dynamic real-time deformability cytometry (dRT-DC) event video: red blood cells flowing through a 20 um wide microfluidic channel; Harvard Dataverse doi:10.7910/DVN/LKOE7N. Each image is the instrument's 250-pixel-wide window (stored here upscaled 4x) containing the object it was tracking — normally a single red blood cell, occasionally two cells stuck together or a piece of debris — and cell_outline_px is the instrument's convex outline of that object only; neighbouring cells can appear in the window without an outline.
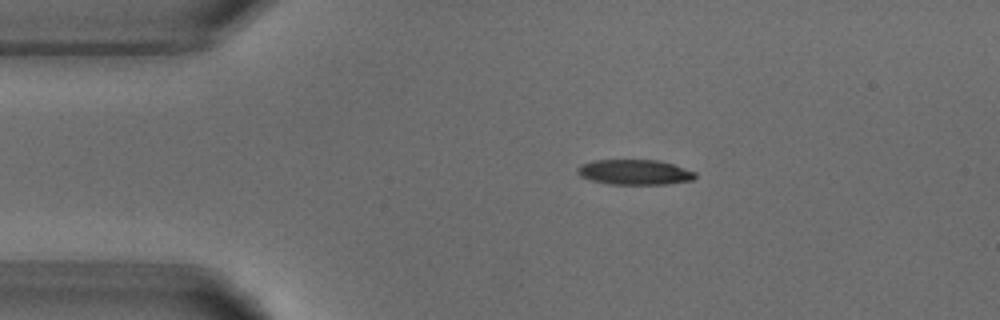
{"species": "common noctule bat (a hibernating species)", "species_latin": "Nyctalus noctula", "temperature_condition": "warm", "stored_images_in_passage": 2, "camera_frame_rate_fps": 3000, "um_per_image_px": 0.085, "animal": {"sex": "male", "body_mass_g": 18.8}, "frame": {"image": 1, "passage_image": 1, "time_ms": 0.0, "image_size_px": [1000, 320], "cell_outline_px": [[696, 176], [692, 180], [668, 184], [608, 184], [592, 180], [580, 176], [576, 172], [576, 168], [580, 164], [592, 160], [660, 160], [696, 172]], "centroid_in_image_um": [53.91, 14.63], "position_along_channel_um": 31.1, "area_um2": 17.34}}